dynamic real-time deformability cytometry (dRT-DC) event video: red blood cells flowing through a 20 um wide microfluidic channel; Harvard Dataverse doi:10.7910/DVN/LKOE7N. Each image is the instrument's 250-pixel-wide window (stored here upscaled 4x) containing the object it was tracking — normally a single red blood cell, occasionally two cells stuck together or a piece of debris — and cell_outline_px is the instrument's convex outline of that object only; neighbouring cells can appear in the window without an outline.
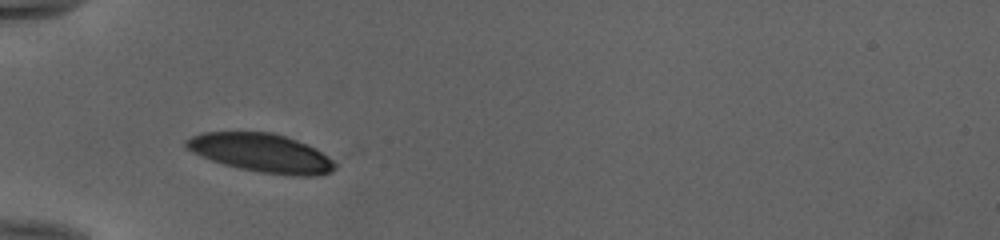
{"species": "human", "species_latin": "Homo sapiens", "temperature_condition": "cold", "stored_images_in_passage": 35, "camera_frame_rate_fps": 3000, "um_per_image_px": 0.085, "donor": {"sex": "female"}, "frame": {"image": 1, "passage_image": 1, "time_ms": 0.0, "image_size_px": [1000, 240], "cell_outline_px": [[336, 168], [332, 172], [316, 176], [292, 176], [260, 172], [240, 168], [224, 164], [200, 156], [184, 148], [184, 140], [192, 136], [204, 132], [272, 132], [296, 140], [316, 148], [328, 156], [336, 164]], "centroid_in_image_um": [22.21, 13.0], "position_along_channel_um": 62.8, "area_um2": 33.58}}
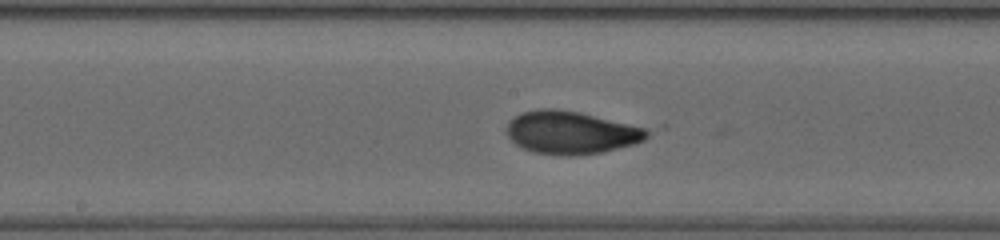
{"frame": {"image": 2, "passage_image": 12, "time_ms": 3.667, "image_size_px": [1000, 240], "cell_outline_px": [[648, 136], [644, 140], [636, 144], [604, 152], [572, 156], [560, 156], [536, 152], [524, 148], [516, 144], [508, 136], [508, 120], [520, 112], [540, 108], [556, 108], [580, 112], [644, 128], [648, 132]], "centroid_in_image_um": [48.52, 11.27], "position_along_channel_um": 199.7, "area_um2": 35.03}}
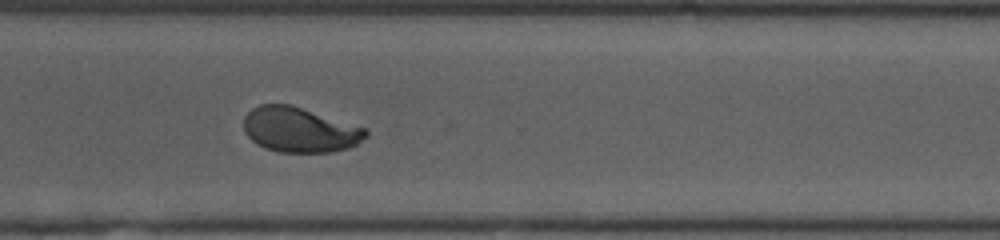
{"frame": {"image": 3, "passage_image": 23, "time_ms": 7.333, "image_size_px": [1000, 240], "cell_outline_px": [[368, 136], [356, 144], [348, 148], [332, 152], [280, 152], [264, 148], [256, 144], [244, 132], [244, 116], [252, 108], [260, 104], [288, 104], [368, 128]], "centroid_in_image_um": [25.47, 11.04], "position_along_channel_um": 345.1, "area_um2": 32.08}, "authors_computed_cell_mechanics": {"area_um2": 33.1194, "velocity_mm_per_s": 3.9774, "shape_relaxation_time_tau1_ms": 6.9023, "shape_relaxation_time_tau2_ms": null, "deformation_change_tau1": 0.2509, "deformation_change_tau2": null}}